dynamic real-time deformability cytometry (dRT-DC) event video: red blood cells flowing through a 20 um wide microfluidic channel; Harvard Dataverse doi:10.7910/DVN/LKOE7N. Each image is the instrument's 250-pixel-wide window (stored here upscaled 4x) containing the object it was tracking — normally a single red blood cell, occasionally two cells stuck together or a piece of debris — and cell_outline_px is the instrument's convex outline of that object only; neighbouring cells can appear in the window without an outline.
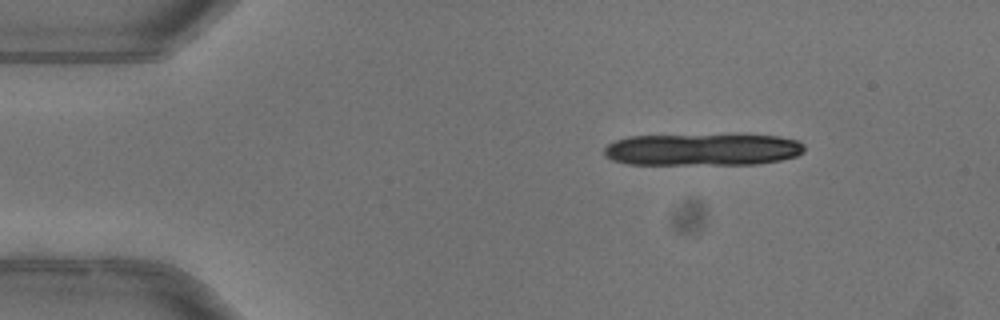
{"species": "common noctule bat (a hibernating species)", "species_latin": "Nyctalus noctula", "temperature_condition": "warm", "stored_images_in_passage": 10, "camera_frame_rate_fps": 3000, "um_per_image_px": 0.085, "animal": {"sex": "female"}, "frame": {"image": 1, "passage_image": 3, "time_ms": 0.667, "image_size_px": [1000, 320], "cell_outline_px": [[804, 152], [796, 156], [780, 160], [756, 164], [628, 164], [612, 160], [604, 156], [604, 148], [608, 144], [616, 140], [628, 136], [780, 136], [796, 140], [804, 144]], "centroid_in_image_um": [59.69, 12.73], "position_along_channel_um": 25.3, "area_um2": 36.88}}